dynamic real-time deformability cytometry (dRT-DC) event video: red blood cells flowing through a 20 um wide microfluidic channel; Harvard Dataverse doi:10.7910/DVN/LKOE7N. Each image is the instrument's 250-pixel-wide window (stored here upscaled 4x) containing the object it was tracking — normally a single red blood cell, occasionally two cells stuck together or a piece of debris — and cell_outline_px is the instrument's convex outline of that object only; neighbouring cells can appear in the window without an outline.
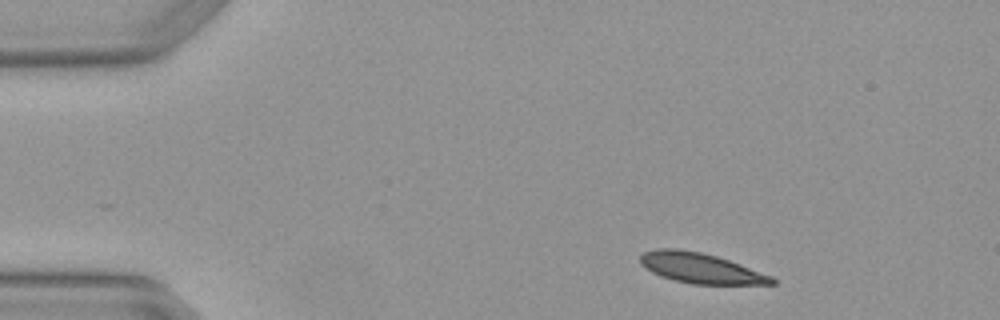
{"species": "Egyptian fruit bat (a non-hibernating species)", "species_latin": "Rousettus aegyptiacus", "temperature_condition": "warm", "stored_images_in_passage": 4, "camera_frame_rate_fps": 3000, "um_per_image_px": 0.085, "animal": {"sex": "female"}, "frame": {"image": 1, "passage_image": 1, "time_ms": 0.0, "image_size_px": [1000, 320], "cell_outline_px": [[776, 284], [692, 284], [660, 276], [644, 268], [640, 264], [640, 256], [644, 252], [656, 248], [676, 248], [700, 252], [716, 256], [740, 264], [772, 276], [776, 280]], "centroid_in_image_um": [59.52, 22.79], "position_along_channel_um": 25.5, "area_um2": 23.12}}